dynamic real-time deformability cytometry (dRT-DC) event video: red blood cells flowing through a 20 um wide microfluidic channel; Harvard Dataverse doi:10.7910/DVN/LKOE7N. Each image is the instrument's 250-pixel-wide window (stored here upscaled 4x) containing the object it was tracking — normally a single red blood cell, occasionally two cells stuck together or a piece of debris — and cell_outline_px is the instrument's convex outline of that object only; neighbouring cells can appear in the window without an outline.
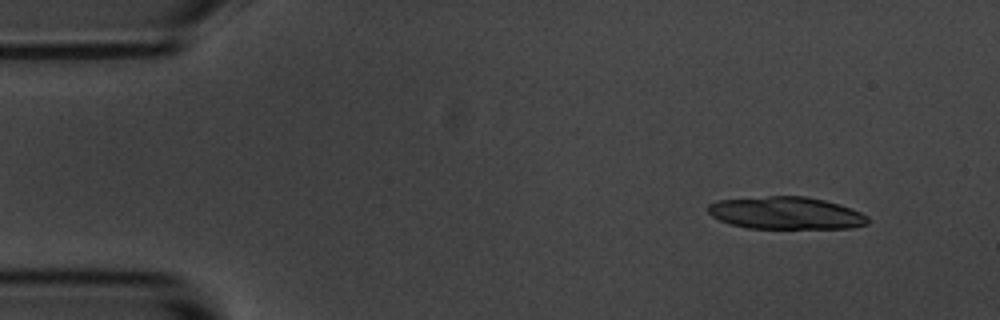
{"species": "common noctule bat (a hibernating species)", "species_latin": "Nyctalus noctula", "temperature_condition": "room temperature", "stored_images_in_passage": 4, "camera_frame_rate_fps": 3000, "um_per_image_px": 0.085, "animal": {"sex": "male", "body_mass_g": 20.1, "forearm_length_mm": 53.5}, "frame": {"image": 1, "passage_image": 1, "time_ms": 0.0, "image_size_px": [1000, 320], "cell_outline_px": [[868, 224], [852, 228], [748, 228], [732, 224], [720, 220], [712, 216], [708, 212], [708, 204], [716, 200], [768, 196], [804, 196], [824, 200], [840, 204], [860, 212], [868, 216]], "centroid_in_image_um": [66.81, 18.1], "position_along_channel_um": 18.2, "area_um2": 30.17}}